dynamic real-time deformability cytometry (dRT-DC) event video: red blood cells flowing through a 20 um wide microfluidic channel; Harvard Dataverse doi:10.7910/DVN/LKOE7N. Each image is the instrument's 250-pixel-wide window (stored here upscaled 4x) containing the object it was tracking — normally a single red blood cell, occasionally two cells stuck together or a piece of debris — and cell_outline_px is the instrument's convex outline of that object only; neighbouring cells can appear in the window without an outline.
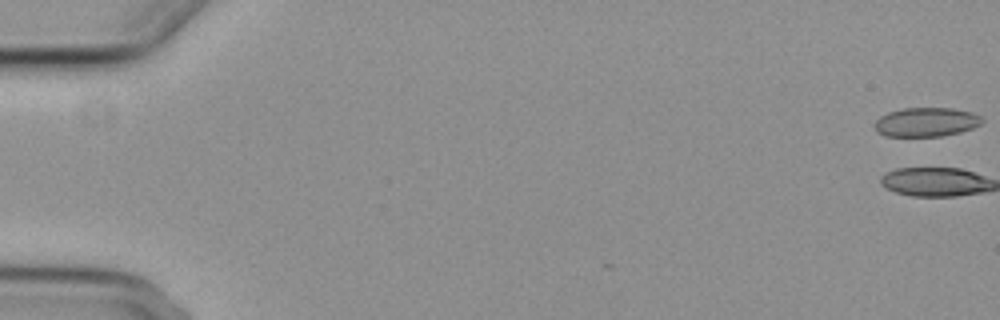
{"species": "common noctule bat (a hibernating species)", "species_latin": "Nyctalus noctula", "temperature_condition": "cold", "stored_images_in_passage": 3, "camera_frame_rate_fps": 3000, "um_per_image_px": 0.085, "animal": {"sex": "female", "body_mass_g": 29.2, "forearm_length_mm": 56.3}, "frame": {"image": 1, "passage_image": 1, "time_ms": 0.0, "image_size_px": [1000, 320], "cell_outline_px": [[984, 120], [980, 124], [972, 128], [960, 132], [940, 136], [884, 136], [876, 132], [872, 124], [880, 116], [888, 112], [904, 108], [952, 108], [972, 112], [980, 116]], "centroid_in_image_um": [78.68, 10.38], "position_along_channel_um": 6.3, "area_um2": 18.32}}